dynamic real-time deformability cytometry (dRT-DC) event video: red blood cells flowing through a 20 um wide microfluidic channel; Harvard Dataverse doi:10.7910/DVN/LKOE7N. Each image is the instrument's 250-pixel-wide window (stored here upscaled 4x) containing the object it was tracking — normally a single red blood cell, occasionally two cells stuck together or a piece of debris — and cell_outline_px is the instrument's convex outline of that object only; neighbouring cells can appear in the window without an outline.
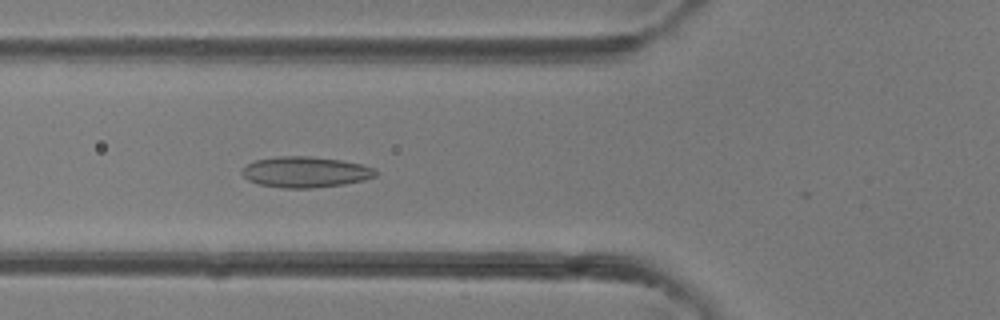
{"species": "common noctule bat (a hibernating species)", "species_latin": "Nyctalus noctula", "temperature_condition": "room temperature", "stored_images_in_passage": 22, "camera_frame_rate_fps": 3000, "um_per_image_px": 0.085, "animal": {"sex": "female"}, "frame": {"image": 1, "passage_image": 3, "time_ms": 0.667, "image_size_px": [1000, 320], "cell_outline_px": [[376, 176], [364, 180], [344, 184], [312, 188], [284, 188], [260, 184], [248, 180], [240, 172], [248, 164], [256, 160], [280, 156], [308, 156], [340, 160], [360, 164], [376, 168]], "centroid_in_image_um": [25.98, 14.62], "position_along_channel_um": 99.8, "area_um2": 23.81}}
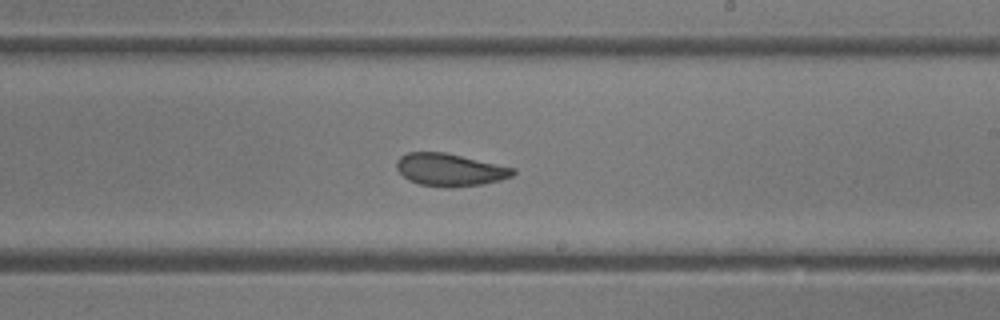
{"frame": {"image": 2, "passage_image": 12, "time_ms": 3.667, "image_size_px": [1000, 320], "cell_outline_px": [[516, 172], [512, 176], [500, 180], [484, 184], [452, 188], [444, 188], [420, 184], [408, 180], [396, 168], [396, 160], [400, 156], [408, 152], [444, 152], [516, 168]], "centroid_in_image_um": [38.24, 14.44], "position_along_channel_um": 250.8, "area_um2": 22.25}}
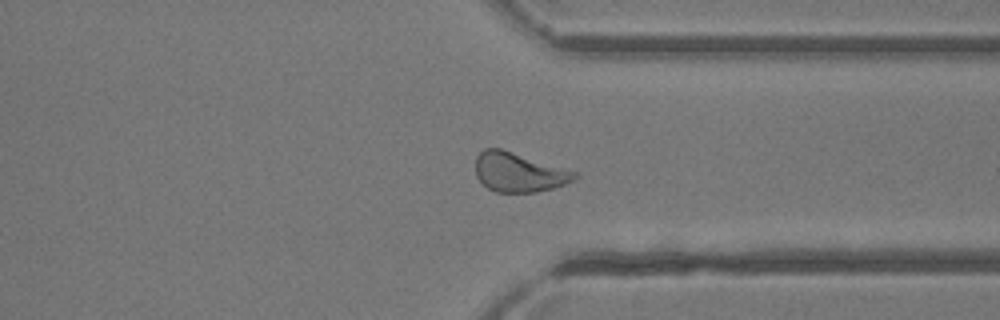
{"frame": {"image": 3, "passage_image": 19, "time_ms": 6.0, "image_size_px": [1000, 320], "cell_outline_px": [[576, 176], [572, 180], [564, 184], [552, 188], [536, 192], [496, 192], [488, 188], [476, 176], [476, 156], [484, 148], [500, 148], [576, 172]], "centroid_in_image_um": [44.05, 14.64], "position_along_channel_um": 367.4, "area_um2": 22.25}}